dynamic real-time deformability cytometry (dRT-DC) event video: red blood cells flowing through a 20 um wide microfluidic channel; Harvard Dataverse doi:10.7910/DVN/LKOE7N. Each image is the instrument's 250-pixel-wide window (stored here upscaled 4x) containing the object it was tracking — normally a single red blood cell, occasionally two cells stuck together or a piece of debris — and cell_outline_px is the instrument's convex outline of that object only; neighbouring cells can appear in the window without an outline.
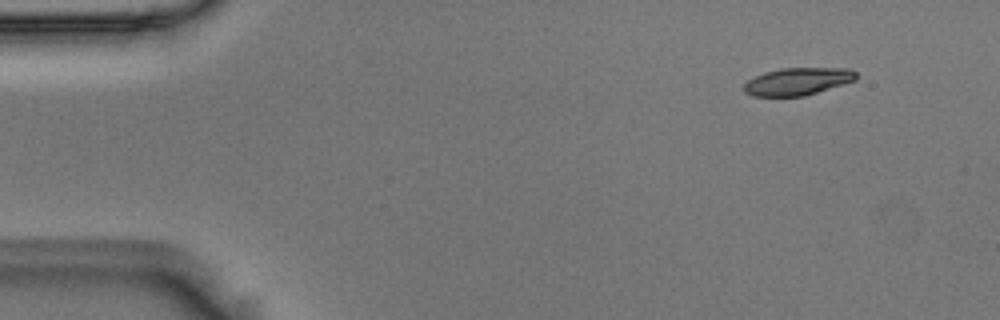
{"species": "Egyptian fruit bat (a non-hibernating species)", "species_latin": "Rousettus aegyptiacus", "temperature_condition": "room temperature", "stored_images_in_passage": 4, "segment_of_instrument_passage": [2, 2], "camera_frame_rate_fps": 3000, "um_per_image_px": 0.085, "animal": {"sex": "male"}, "frame": {"image": 1, "passage_image": 4, "time_ms": 1.0, "image_size_px": [1000, 320], "cell_outline_px": [[856, 80], [804, 96], [752, 96], [744, 92], [744, 84], [748, 80], [764, 72], [780, 68], [848, 68], [856, 72]], "centroid_in_image_um": [67.78, 6.92], "position_along_channel_um": 17.2, "area_um2": 17.86}}